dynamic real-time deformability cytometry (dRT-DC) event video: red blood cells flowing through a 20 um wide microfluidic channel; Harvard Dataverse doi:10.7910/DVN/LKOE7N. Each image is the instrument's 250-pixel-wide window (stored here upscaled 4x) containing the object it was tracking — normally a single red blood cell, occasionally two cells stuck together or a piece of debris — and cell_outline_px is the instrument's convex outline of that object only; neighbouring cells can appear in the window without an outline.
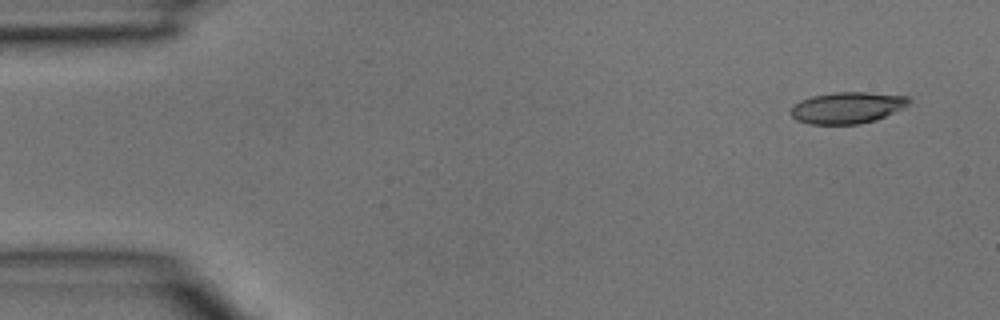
{"species": "common noctule bat (a hibernating species)", "species_latin": "Nyctalus noctula", "temperature_condition": "room temperature", "stored_images_in_passage": 4, "camera_frame_rate_fps": 3000, "um_per_image_px": 0.085, "animal": {"sex": "male", "body_mass_g": 15.6}, "frame": {"image": 1, "passage_image": 1, "time_ms": 0.0, "image_size_px": [1000, 320], "cell_outline_px": [[912, 100], [908, 104], [876, 120], [860, 124], [808, 124], [796, 120], [788, 112], [800, 100], [812, 96], [832, 92], [868, 92], [908, 96]], "centroid_in_image_um": [71.98, 9.15], "position_along_channel_um": 13.0, "area_um2": 21.62}}